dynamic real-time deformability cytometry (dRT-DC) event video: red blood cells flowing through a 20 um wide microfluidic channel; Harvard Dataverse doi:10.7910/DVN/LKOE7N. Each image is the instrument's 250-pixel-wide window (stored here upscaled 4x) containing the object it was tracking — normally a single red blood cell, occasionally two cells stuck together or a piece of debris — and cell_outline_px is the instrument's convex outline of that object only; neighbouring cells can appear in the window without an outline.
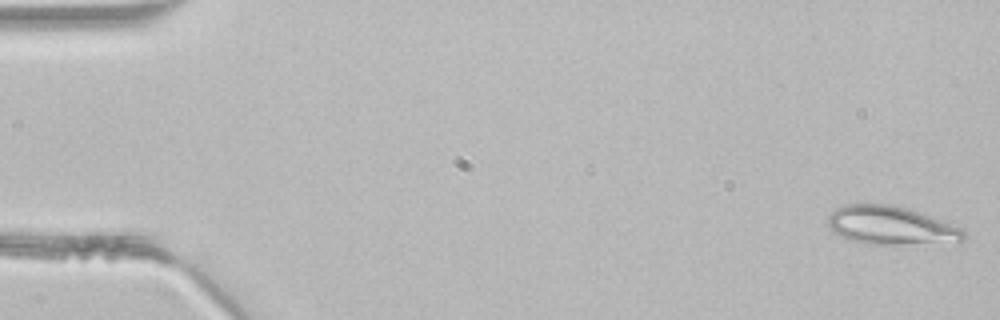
{"species": "common noctule bat (a hibernating species)", "species_latin": "Nyctalus noctula", "temperature_condition": "room temperature", "stored_images_in_passage": 46, "segment_of_instrument_passage": [1, 2], "camera_frame_rate_fps": 3000, "um_per_image_px": 0.085, "animal": {"sex": "male", "body_mass_g": 21.5, "forearm_length_mm": 52.0}, "frame": {"image": 1, "passage_image": 1, "time_ms": 0.0, "image_size_px": [1000, 320], "cell_outline_px": [[968, 236], [960, 244], [868, 244], [852, 240], [840, 236], [832, 232], [828, 228], [828, 216], [836, 208], [848, 204], [892, 204], [908, 208], [920, 212], [964, 228]], "centroid_in_image_um": [75.84, 19.19], "position_along_channel_um": 9.2, "area_um2": 31.21}}
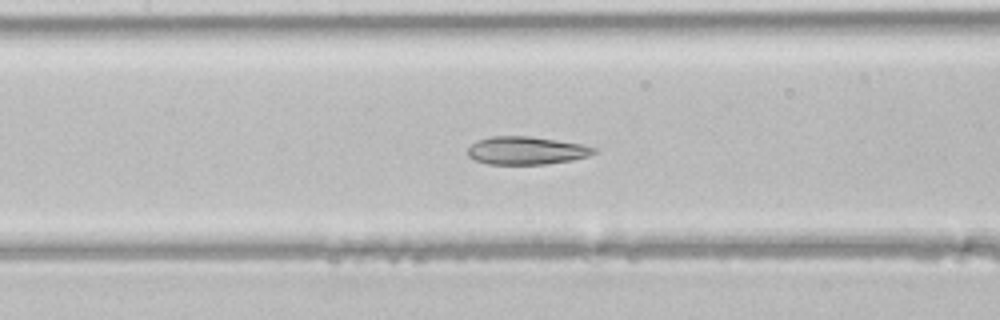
{"frame": {"image": 2, "passage_image": 21, "time_ms": 6.667, "image_size_px": [1000, 320], "cell_outline_px": [[596, 152], [588, 156], [572, 160], [544, 164], [488, 164], [476, 160], [468, 156], [468, 148], [476, 140], [492, 136], [532, 136], [580, 144], [596, 148]], "centroid_in_image_um": [44.72, 12.79], "position_along_channel_um": 162.7, "area_um2": 20.46}}
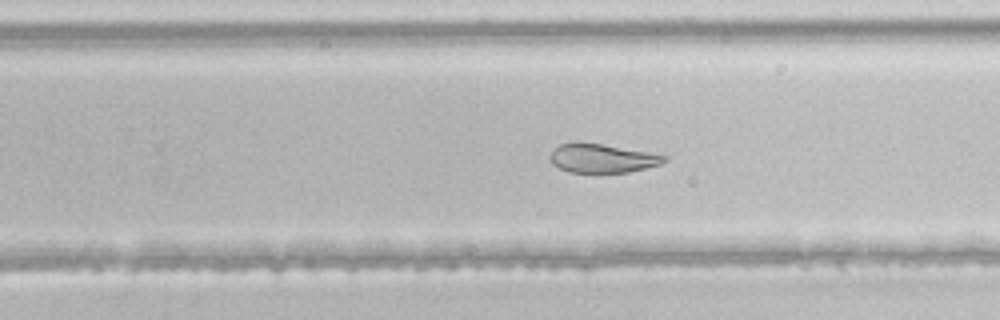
{"frame": {"image": 3, "passage_image": 29, "time_ms": 9.333, "image_size_px": [1000, 320], "cell_outline_px": [[668, 160], [660, 164], [628, 172], [568, 172], [552, 164], [548, 156], [560, 144], [576, 140], [648, 152], [668, 156]], "centroid_in_image_um": [51.14, 13.44], "position_along_channel_um": 278.7, "area_um2": 19.19}}